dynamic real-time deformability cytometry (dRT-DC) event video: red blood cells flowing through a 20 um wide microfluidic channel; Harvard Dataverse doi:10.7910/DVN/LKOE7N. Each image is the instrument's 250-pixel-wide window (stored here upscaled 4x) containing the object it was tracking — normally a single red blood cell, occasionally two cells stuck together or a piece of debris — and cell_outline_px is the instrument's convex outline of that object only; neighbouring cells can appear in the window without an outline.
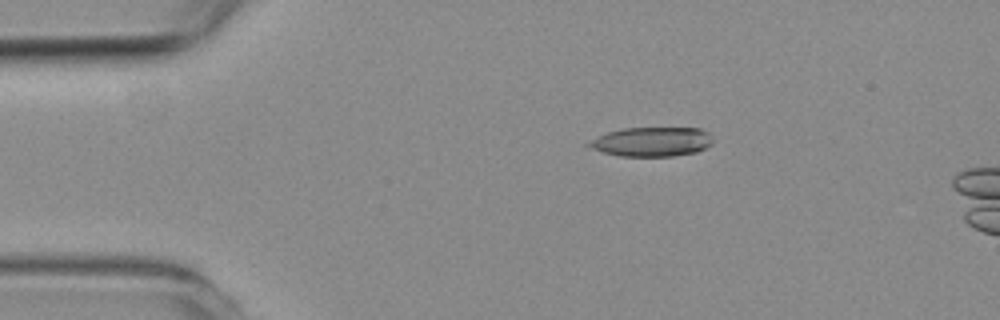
{"species": "common noctule bat (a hibernating species)", "species_latin": "Nyctalus noctula", "temperature_condition": "room temperature", "stored_images_in_passage": 3, "camera_frame_rate_fps": 3000, "um_per_image_px": 0.085, "animal": {"sex": "female", "body_mass_g": 19.3, "forearm_length_mm": 54.1}, "frame": {"image": 1, "passage_image": 2, "time_ms": 1.0, "image_size_px": [1000, 320], "cell_outline_px": [[712, 144], [696, 152], [672, 156], [620, 156], [604, 152], [592, 148], [584, 144], [608, 132], [624, 128], [700, 128], [708, 132], [712, 140]], "centroid_in_image_um": [55.42, 12.05], "position_along_channel_um": 29.6, "area_um2": 20.98}}